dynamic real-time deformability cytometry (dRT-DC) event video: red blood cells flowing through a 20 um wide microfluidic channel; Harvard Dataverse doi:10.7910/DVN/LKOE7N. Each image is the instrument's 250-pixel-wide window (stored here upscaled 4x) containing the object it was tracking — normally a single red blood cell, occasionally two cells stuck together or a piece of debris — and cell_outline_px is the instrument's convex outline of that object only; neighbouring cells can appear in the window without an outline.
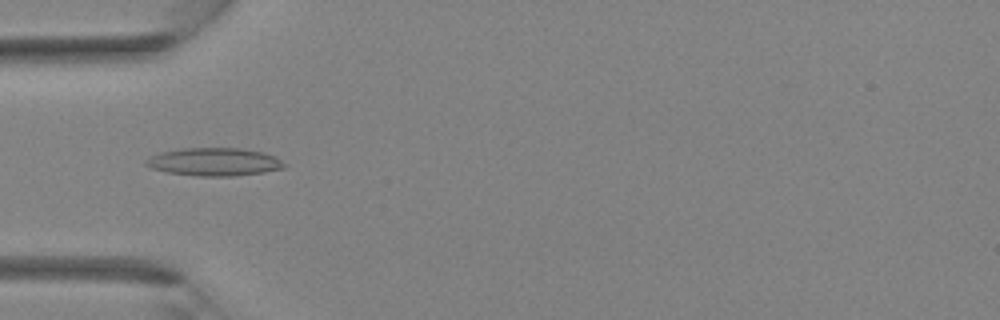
{"species": "Egyptian fruit bat (a non-hibernating species)", "species_latin": "Rousettus aegyptiacus", "temperature_condition": "room temperature", "stored_images_in_passage": 28, "camera_frame_rate_fps": 3000, "um_per_image_px": 0.085, "animal": {"sex": "female"}, "frame": {"image": 1, "passage_image": 8, "time_ms": 2.333, "image_size_px": [1000, 320], "cell_outline_px": [[288, 164], [284, 168], [264, 172], [236, 176], [196, 176], [168, 172], [152, 168], [144, 164], [144, 160], [160, 152], [184, 148], [240, 148], [260, 152], [276, 156]], "centroid_in_image_um": [18.24, 13.76], "position_along_channel_um": 66.8, "area_um2": 22.6}}
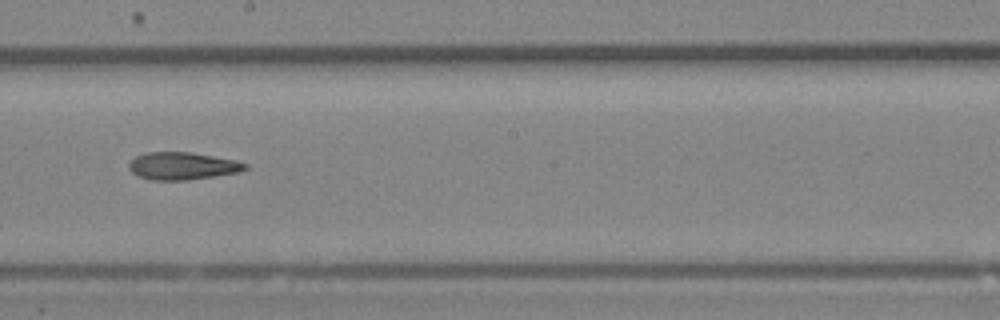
{"frame": {"image": 2, "passage_image": 17, "time_ms": 5.333, "image_size_px": [1000, 320], "cell_outline_px": [[248, 168], [240, 172], [188, 180], [152, 180], [136, 176], [128, 168], [128, 164], [136, 156], [144, 152], [192, 152], [236, 160], [248, 164]], "centroid_in_image_um": [15.5, 14.1], "position_along_channel_um": 232.7, "area_um2": 18.79}}
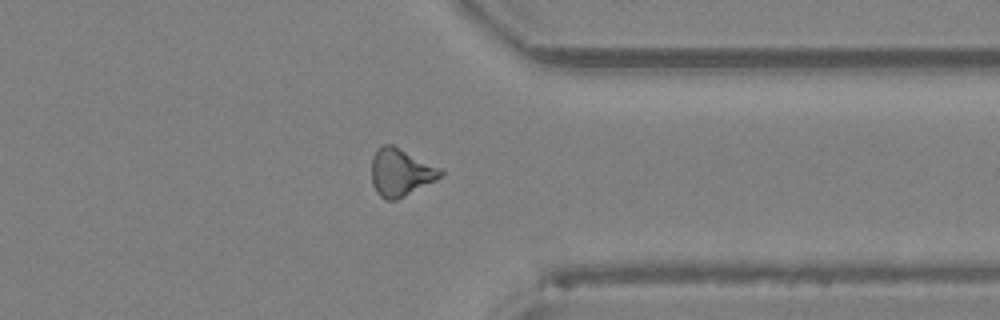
{"frame": {"image": 3, "passage_image": 25, "time_ms": 8.0, "image_size_px": [1000, 320], "cell_outline_px": [[444, 172], [436, 180], [396, 200], [384, 200], [376, 192], [372, 184], [372, 156], [376, 148], [384, 144], [392, 144], [440, 168]], "centroid_in_image_um": [34.01, 14.65], "position_along_channel_um": 377.4, "area_um2": 19.02}}